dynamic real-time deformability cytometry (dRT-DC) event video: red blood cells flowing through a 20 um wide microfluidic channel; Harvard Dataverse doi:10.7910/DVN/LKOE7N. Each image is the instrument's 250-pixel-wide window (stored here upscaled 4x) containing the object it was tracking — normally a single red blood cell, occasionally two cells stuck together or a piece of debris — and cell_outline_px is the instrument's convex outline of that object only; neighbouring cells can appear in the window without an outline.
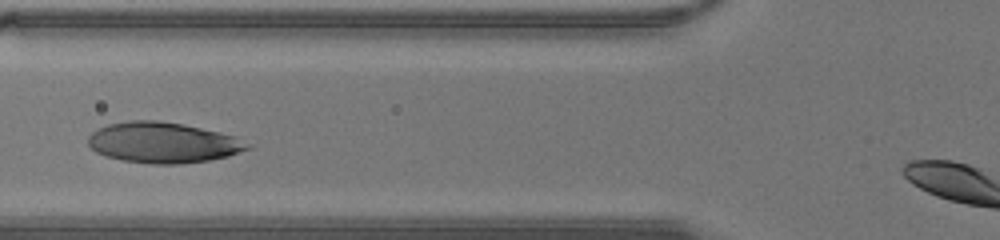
{"species": "human", "species_latin": "Homo sapiens", "temperature_condition": "warm", "stored_images_in_passage": 15, "camera_frame_rate_fps": 3000, "um_per_image_px": 0.085, "donor": {"sex": "male"}, "frame": {"image": 1, "passage_image": 9, "time_ms": 2.667, "image_size_px": [1000, 240], "cell_outline_px": [[252, 148], [228, 156], [208, 160], [180, 164], [152, 164], [124, 160], [108, 156], [96, 152], [88, 144], [88, 136], [92, 132], [108, 124], [128, 120], [156, 120], [184, 124], [220, 132], [236, 136], [252, 144]], "centroid_in_image_um": [13.9, 12.11], "position_along_channel_um": 111.9, "area_um2": 37.86}}
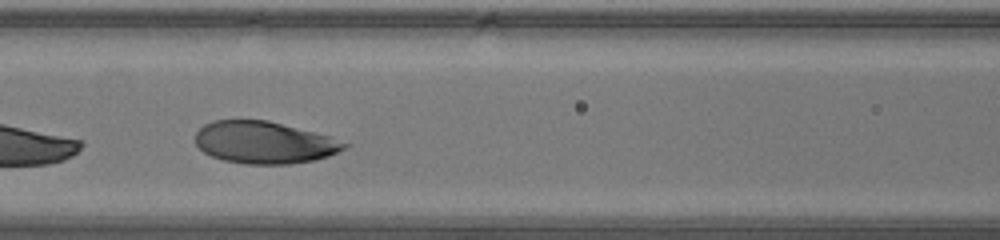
{"frame": {"image": 2, "passage_image": 11, "time_ms": 3.333, "image_size_px": [1000, 240], "cell_outline_px": [[348, 144], [344, 148], [328, 156], [316, 160], [288, 164], [248, 164], [224, 160], [212, 156], [204, 152], [196, 144], [196, 132], [204, 124], [212, 120], [268, 120], [328, 136]], "centroid_in_image_um": [22.42, 12.11], "position_along_channel_um": 144.2, "area_um2": 36.18}}